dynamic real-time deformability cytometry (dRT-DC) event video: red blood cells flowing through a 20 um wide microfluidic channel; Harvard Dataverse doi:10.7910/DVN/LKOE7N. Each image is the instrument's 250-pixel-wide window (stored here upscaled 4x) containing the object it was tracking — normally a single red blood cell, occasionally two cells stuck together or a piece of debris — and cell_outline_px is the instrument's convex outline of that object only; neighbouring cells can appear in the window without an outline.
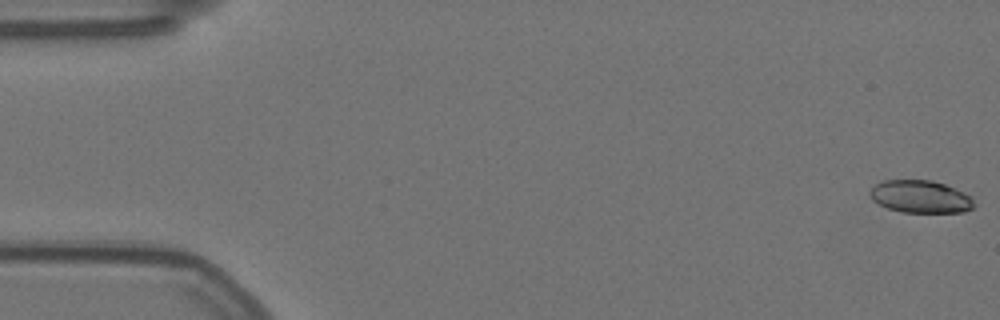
{"species": "Egyptian fruit bat (a non-hibernating species)", "species_latin": "Rousettus aegyptiacus", "temperature_condition": "warm", "stored_images_in_passage": 58, "camera_frame_rate_fps": 3000, "um_per_image_px": 0.085, "animal": {"sex": "female"}, "frame": {"image": 1, "passage_image": 1, "time_ms": 0.0, "image_size_px": [1000, 320], "cell_outline_px": [[976, 204], [972, 208], [964, 212], [900, 212], [888, 208], [872, 200], [868, 196], [868, 192], [876, 184], [884, 180], [932, 180], [944, 184], [964, 192], [972, 196]], "centroid_in_image_um": [78.24, 16.72], "position_along_channel_um": 6.8, "area_um2": 19.88}}
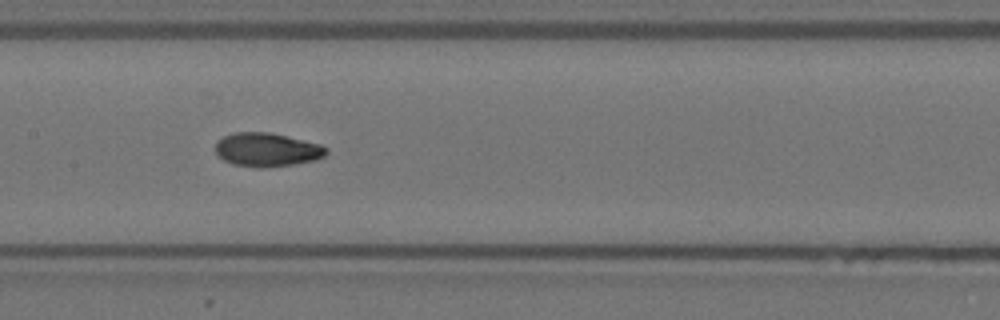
{"frame": {"image": 2, "passage_image": 28, "time_ms": 9.0, "image_size_px": [1000, 320], "cell_outline_px": [[328, 152], [324, 156], [316, 160], [292, 164], [260, 168], [256, 168], [232, 164], [216, 156], [216, 140], [224, 136], [236, 132], [268, 132], [320, 144], [328, 148]], "centroid_in_image_um": [22.66, 12.73], "position_along_channel_um": 184.7, "area_um2": 21.79}}
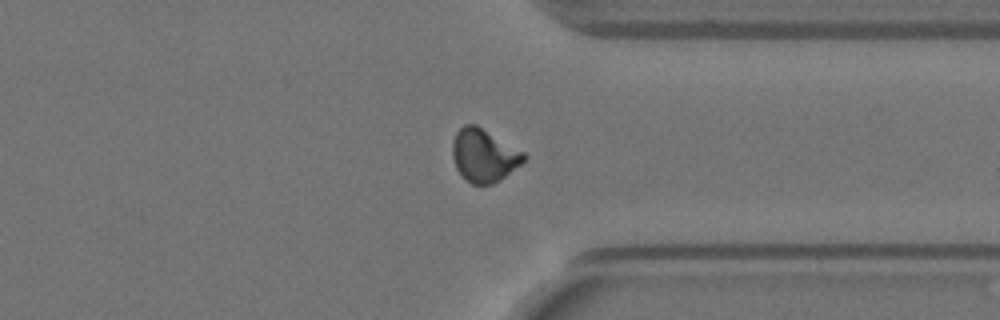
{"frame": {"image": 3, "passage_image": 44, "time_ms": 14.333, "image_size_px": [1000, 320], "cell_outline_px": [[528, 156], [520, 164], [504, 176], [492, 184], [472, 184], [456, 168], [452, 156], [452, 144], [456, 132], [464, 124], [476, 124], [524, 152]], "centroid_in_image_um": [41.12, 13.18], "position_along_channel_um": 370.3, "area_um2": 21.68}, "authors_computed_cell_mechanics": {"area_um2": 21.1837, "velocity_mm_per_s": 3.5309, "shape_relaxation_time_tau1_ms": 8.6433, "shape_relaxation_time_tau2_ms": 1.9829, "deformation_change_tau1": 0.2547, "deformation_change_tau2": 0.0621}}